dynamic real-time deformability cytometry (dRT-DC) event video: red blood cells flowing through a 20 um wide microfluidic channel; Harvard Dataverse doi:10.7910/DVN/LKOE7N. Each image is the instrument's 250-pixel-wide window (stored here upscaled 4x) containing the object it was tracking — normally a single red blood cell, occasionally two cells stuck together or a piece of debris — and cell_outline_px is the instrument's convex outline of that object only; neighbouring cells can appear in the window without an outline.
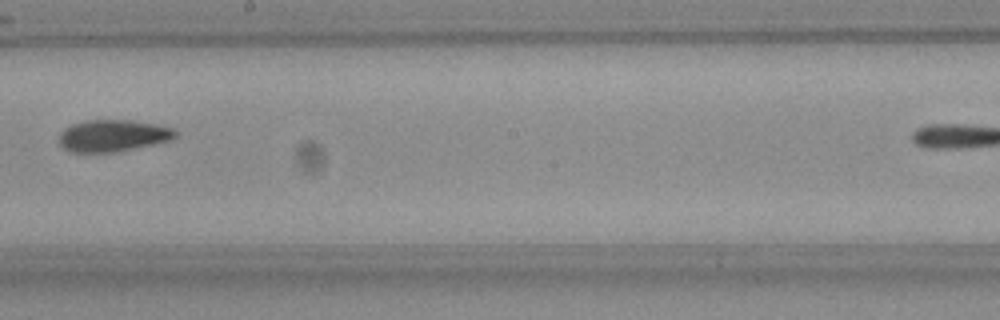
{"species": "Egyptian fruit bat (a non-hibernating species)", "species_latin": "Rousettus aegyptiacus", "temperature_condition": "room temperature", "stored_images_in_passage": 7, "segment_of_instrument_passage": [1, 2], "camera_frame_rate_fps": 3000, "um_per_image_px": 0.085, "frame": {"image": 1, "passage_image": 6, "time_ms": 1.667, "image_size_px": [1000, 320], "cell_outline_px": [[176, 136], [172, 140], [116, 152], [72, 152], [64, 148], [60, 144], [60, 132], [64, 128], [72, 124], [84, 120], [132, 120], [156, 124], [176, 128]], "centroid_in_image_um": [9.62, 11.52], "position_along_channel_um": 238.6, "area_um2": 21.68}}